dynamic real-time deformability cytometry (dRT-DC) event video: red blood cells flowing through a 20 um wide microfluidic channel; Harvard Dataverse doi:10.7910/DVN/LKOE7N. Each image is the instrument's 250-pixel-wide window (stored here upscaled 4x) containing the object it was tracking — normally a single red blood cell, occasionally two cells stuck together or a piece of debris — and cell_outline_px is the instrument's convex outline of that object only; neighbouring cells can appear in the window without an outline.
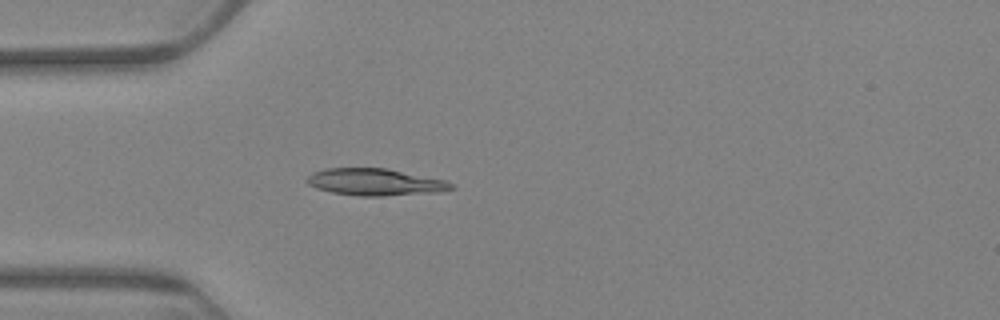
{"species": "Egyptian fruit bat (a non-hibernating species)", "species_latin": "Rousettus aegyptiacus", "temperature_condition": "warm", "stored_images_in_passage": 6, "camera_frame_rate_fps": 3000, "um_per_image_px": 0.085, "animal": {"sex": "female"}, "frame": {"image": 1, "passage_image": 5, "time_ms": 5.667, "image_size_px": [1000, 320], "cell_outline_px": [[456, 188], [440, 192], [384, 196], [360, 196], [332, 192], [316, 188], [308, 184], [304, 180], [312, 172], [324, 168], [384, 168], [444, 180], [452, 184]], "centroid_in_image_um": [31.85, 15.48], "position_along_channel_um": 53.2, "area_um2": 22.6}}